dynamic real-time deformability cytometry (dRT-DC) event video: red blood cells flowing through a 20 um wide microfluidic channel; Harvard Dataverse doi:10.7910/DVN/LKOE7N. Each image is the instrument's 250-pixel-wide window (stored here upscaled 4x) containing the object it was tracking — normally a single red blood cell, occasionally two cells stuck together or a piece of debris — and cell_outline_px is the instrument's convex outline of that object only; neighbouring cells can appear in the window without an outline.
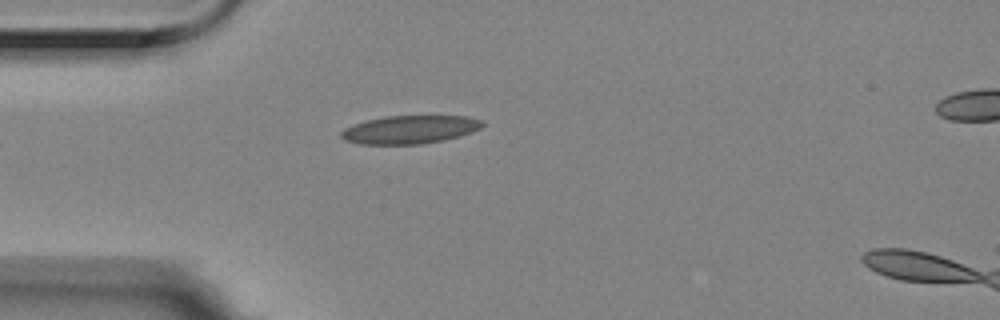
{"species": "Egyptian fruit bat (a non-hibernating species)", "species_latin": "Rousettus aegyptiacus", "temperature_condition": "room temperature", "stored_images_in_passage": 4, "camera_frame_rate_fps": 3000, "um_per_image_px": 0.085, "animal": {"sex": "female"}, "frame": {"image": 1, "passage_image": 4, "time_ms": 1.0, "image_size_px": [1000, 320], "cell_outline_px": [[484, 124], [480, 128], [472, 132], [444, 140], [420, 144], [360, 144], [344, 140], [340, 136], [340, 132], [344, 128], [352, 124], [384, 116], [468, 116], [484, 120]], "centroid_in_image_um": [34.83, 11.01], "position_along_channel_um": 50.2, "area_um2": 23.29}}